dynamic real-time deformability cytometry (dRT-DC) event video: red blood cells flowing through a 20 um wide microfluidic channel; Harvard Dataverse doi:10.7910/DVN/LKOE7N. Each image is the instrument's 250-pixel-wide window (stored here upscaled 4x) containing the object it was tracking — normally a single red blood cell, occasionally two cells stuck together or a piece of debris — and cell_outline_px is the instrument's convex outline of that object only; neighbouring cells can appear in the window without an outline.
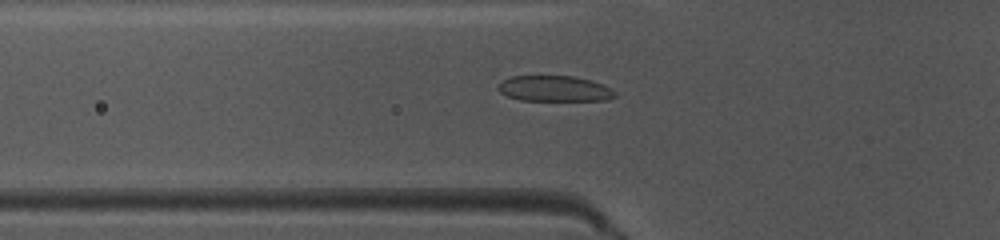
{"species": "common noctule bat (a hibernating species)", "species_latin": "Nyctalus noctula", "temperature_condition": "warm", "stored_images_in_passage": 38, "camera_frame_rate_fps": 3000, "um_per_image_px": 0.085, "animal": {"sex": "female", "body_mass_g": 10.0, "forearm_length_mm": 53.1}, "frame": {"image": 1, "passage_image": 6, "time_ms": 1.667, "image_size_px": [1000, 240], "cell_outline_px": [[616, 96], [608, 100], [520, 100], [508, 96], [500, 92], [496, 88], [504, 80], [512, 76], [576, 76], [592, 80], [604, 84], [612, 88], [616, 92]], "centroid_in_image_um": [47.19, 7.53], "position_along_channel_um": 78.6, "area_um2": 17.57}}
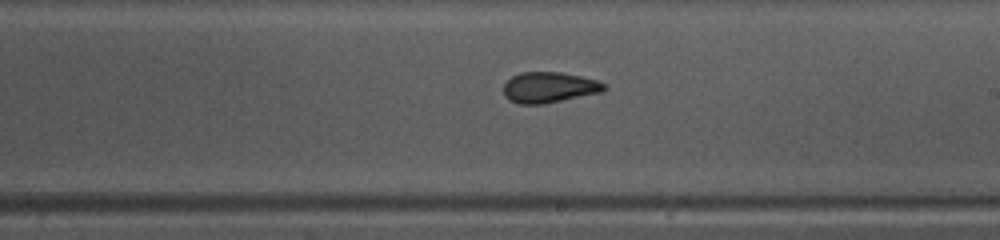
{"frame": {"image": 2, "passage_image": 18, "time_ms": 5.667, "image_size_px": [1000, 240], "cell_outline_px": [[608, 88], [600, 92], [544, 104], [520, 104], [508, 100], [504, 96], [504, 84], [512, 76], [520, 72], [560, 72], [580, 76], [596, 80], [604, 84]], "centroid_in_image_um": [46.64, 7.43], "position_along_channel_um": 242.4, "area_um2": 17.92}}
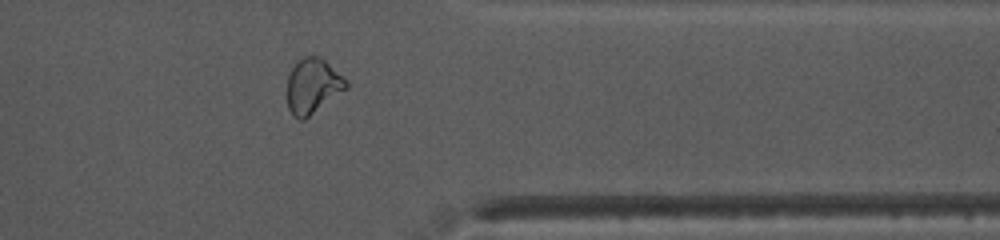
{"frame": {"image": 3, "passage_image": 29, "time_ms": 9.333, "image_size_px": [1000, 240], "cell_outline_px": [[348, 88], [304, 120], [300, 120], [292, 116], [288, 108], [288, 76], [296, 60], [304, 56], [320, 56], [348, 80]], "centroid_in_image_um": [26.59, 7.31], "position_along_channel_um": 384.8, "area_um2": 19.07}, "authors_computed_cell_mechanics": {"area_um2": 18.4671, "velocity_mm_per_s": 4.0577, "shape_relaxation_time_tau1_ms": 5.7891, "shape_relaxation_time_tau2_ms": 0.837, "deformation_change_tau1": 0.17, "deformation_change_tau2": 0.0578}}